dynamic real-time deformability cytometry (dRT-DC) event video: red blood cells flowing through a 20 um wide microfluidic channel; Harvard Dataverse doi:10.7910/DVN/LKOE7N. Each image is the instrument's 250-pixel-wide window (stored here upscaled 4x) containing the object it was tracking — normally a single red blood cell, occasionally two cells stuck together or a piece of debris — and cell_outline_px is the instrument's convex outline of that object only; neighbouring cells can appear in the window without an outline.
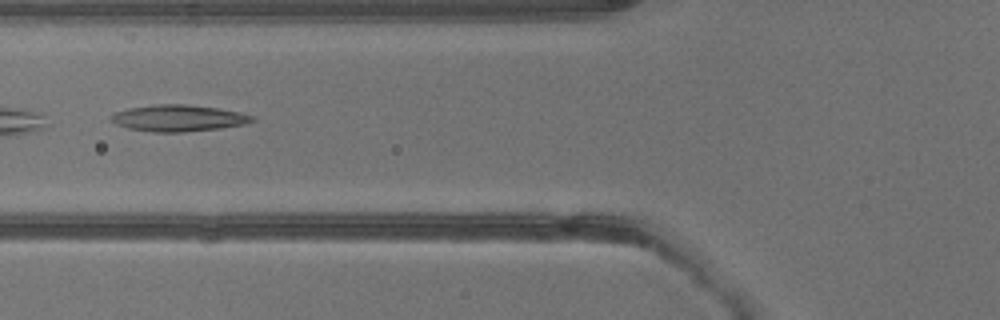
{"species": "common noctule bat (a hibernating species)", "species_latin": "Nyctalus noctula", "temperature_condition": "warm", "stored_images_in_passage": 29, "camera_frame_rate_fps": 3000, "um_per_image_px": 0.085, "animal": {"sex": "male", "body_mass_g": 13.3}, "frame": {"image": 1, "passage_image": 5, "time_ms": 1.333, "image_size_px": [1000, 320], "cell_outline_px": [[256, 120], [244, 124], [220, 128], [184, 132], [152, 132], [128, 128], [116, 124], [108, 120], [108, 116], [116, 112], [128, 108], [156, 104], [188, 104], [216, 108], [240, 112], [252, 116]], "centroid_in_image_um": [15.11, 10.04], "position_along_channel_um": 110.7, "area_um2": 21.85}}
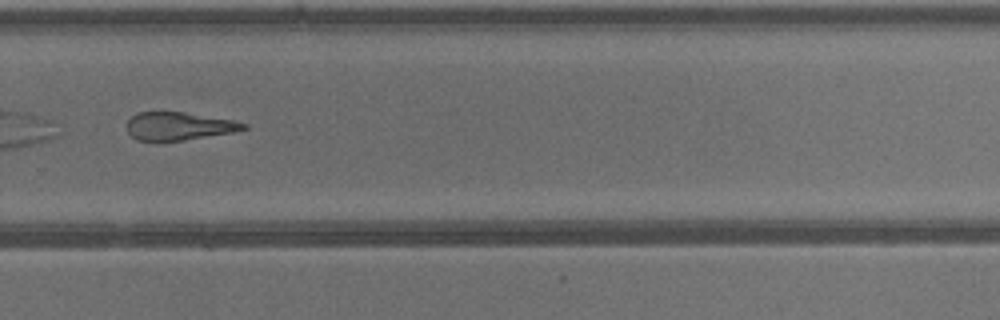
{"frame": {"image": 2, "passage_image": 17, "time_ms": 5.333, "image_size_px": [1000, 320], "cell_outline_px": [[248, 128], [232, 132], [184, 140], [136, 140], [128, 132], [128, 120], [136, 112], [184, 112], [232, 120], [248, 124]], "centroid_in_image_um": [15.2, 10.71], "position_along_channel_um": 314.6, "area_um2": 18.73}}